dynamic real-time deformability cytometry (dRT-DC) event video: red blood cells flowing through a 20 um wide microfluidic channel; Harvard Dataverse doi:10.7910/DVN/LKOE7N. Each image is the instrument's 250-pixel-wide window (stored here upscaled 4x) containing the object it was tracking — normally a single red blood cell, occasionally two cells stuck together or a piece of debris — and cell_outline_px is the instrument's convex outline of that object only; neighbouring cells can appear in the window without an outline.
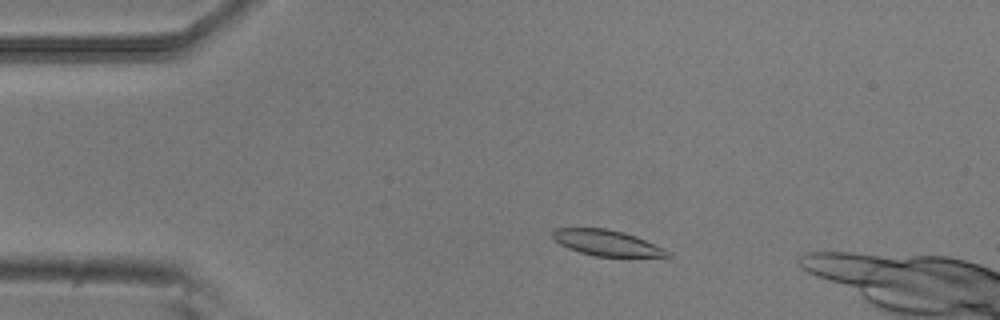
{"species": "common noctule bat (a hibernating species)", "species_latin": "Nyctalus noctula", "temperature_condition": "room temperature", "stored_images_in_passage": 50, "camera_frame_rate_fps": 3000, "um_per_image_px": 0.085, "animal": {"sex": "male", "body_mass_g": 20.5, "forearm_length_mm": 52.5}, "frame": {"image": 1, "passage_image": 7, "time_ms": 2.0, "image_size_px": [1000, 320], "cell_outline_px": [[672, 256], [596, 256], [580, 252], [568, 248], [560, 244], [552, 236], [552, 232], [556, 228], [604, 228], [624, 232], [636, 236], [664, 248], [672, 252]], "centroid_in_image_um": [51.59, 20.64], "position_along_channel_um": 33.4, "area_um2": 17.05}}
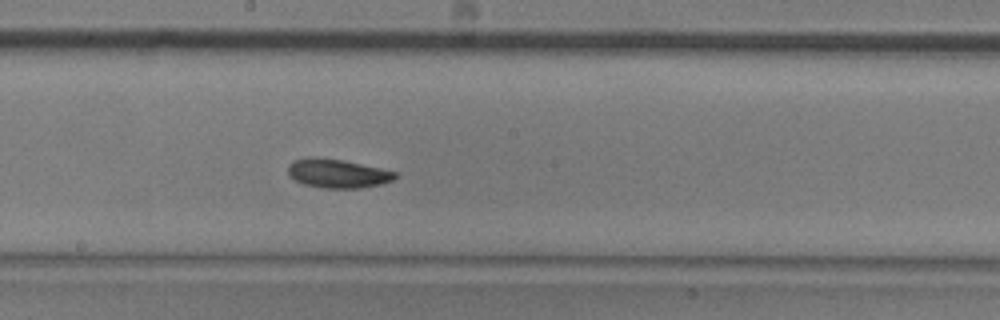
{"frame": {"image": 2, "passage_image": 25, "time_ms": 8.0, "image_size_px": [1000, 320], "cell_outline_px": [[396, 176], [392, 180], [380, 184], [360, 188], [324, 188], [304, 184], [296, 180], [288, 172], [288, 164], [292, 160], [308, 156], [316, 156], [344, 160], [380, 168], [396, 172]], "centroid_in_image_um": [28.65, 14.72], "position_along_channel_um": 219.6, "area_um2": 18.03}}
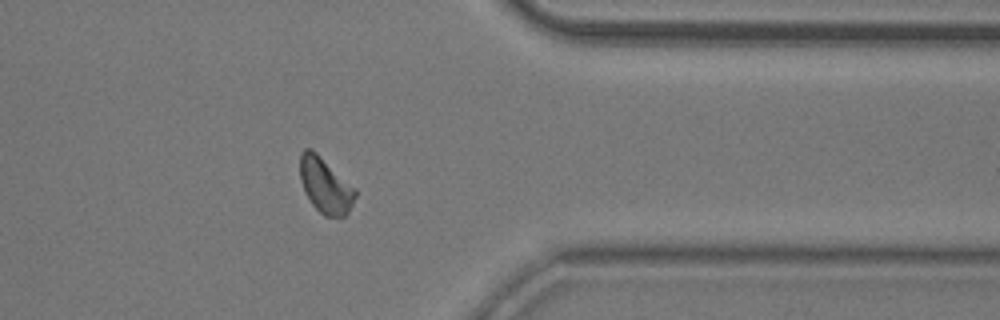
{"frame": {"image": 3, "passage_image": 39, "time_ms": 12.667, "image_size_px": [1000, 320], "cell_outline_px": [[356, 196], [348, 212], [344, 216], [324, 216], [312, 204], [304, 192], [300, 180], [300, 152], [304, 148], [308, 148], [316, 152], [356, 188]], "centroid_in_image_um": [27.64, 15.75], "position_along_channel_um": 383.8, "area_um2": 17.8}, "authors_computed_cell_mechanics": {"area_um2": 17.6579, "velocity_mm_per_s": 3.785, "shape_relaxation_time_tau1_ms": 3.0493, "shape_relaxation_time_tau2_ms": 11.0386, "deformation_change_tau1": 0.1186, "deformation_change_tau2": 0.1495}}